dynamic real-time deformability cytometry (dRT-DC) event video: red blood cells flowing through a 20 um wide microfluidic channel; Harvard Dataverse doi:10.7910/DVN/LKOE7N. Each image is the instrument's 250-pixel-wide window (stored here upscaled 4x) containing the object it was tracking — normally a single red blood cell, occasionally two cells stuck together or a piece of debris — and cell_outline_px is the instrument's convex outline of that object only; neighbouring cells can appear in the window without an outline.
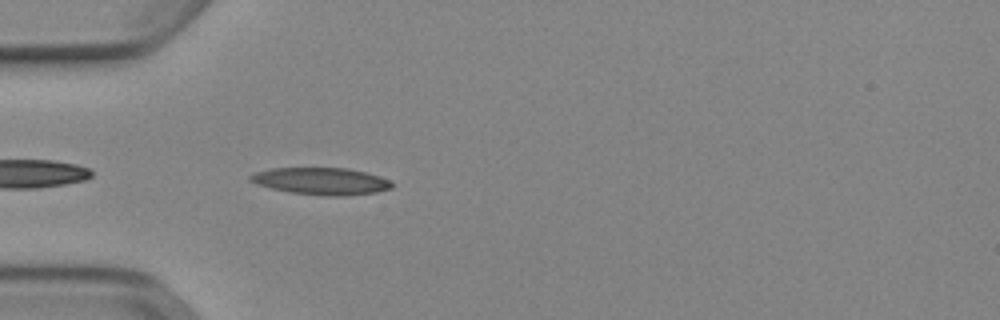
{"species": "Egyptian fruit bat (a non-hibernating species)", "species_latin": "Rousettus aegyptiacus", "temperature_condition": "cold", "stored_images_in_passage": 38, "camera_frame_rate_fps": 3000, "um_per_image_px": 0.085, "animal": {"sex": "female"}, "frame": {"image": 1, "passage_image": 2, "time_ms": 0.333, "image_size_px": [1000, 320], "cell_outline_px": [[396, 184], [392, 188], [376, 192], [344, 196], [328, 196], [292, 192], [272, 188], [256, 184], [248, 180], [248, 176], [256, 172], [272, 168], [348, 168], [380, 176]], "centroid_in_image_um": [27.32, 15.39], "position_along_channel_um": 57.7, "area_um2": 22.25}}
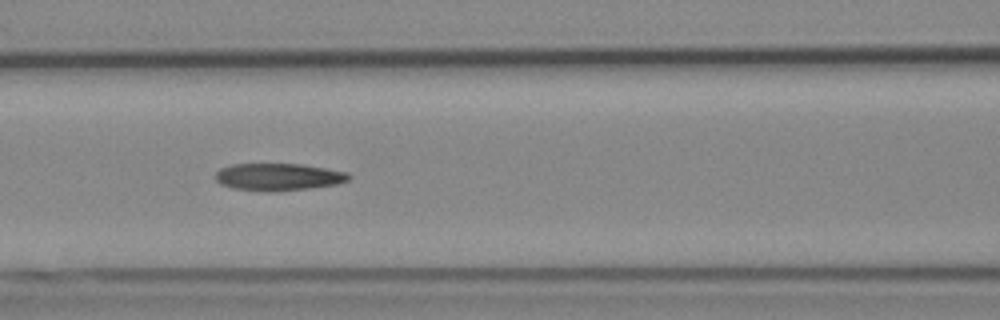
{"frame": {"image": 2, "passage_image": 9, "time_ms": 2.667, "image_size_px": [1000, 320], "cell_outline_px": [[352, 176], [348, 180], [336, 184], [308, 188], [264, 192], [232, 188], [220, 184], [216, 180], [216, 172], [220, 168], [232, 164], [300, 164], [348, 172]], "centroid_in_image_um": [23.63, 15.04], "position_along_channel_um": 143.0, "area_um2": 21.1}}
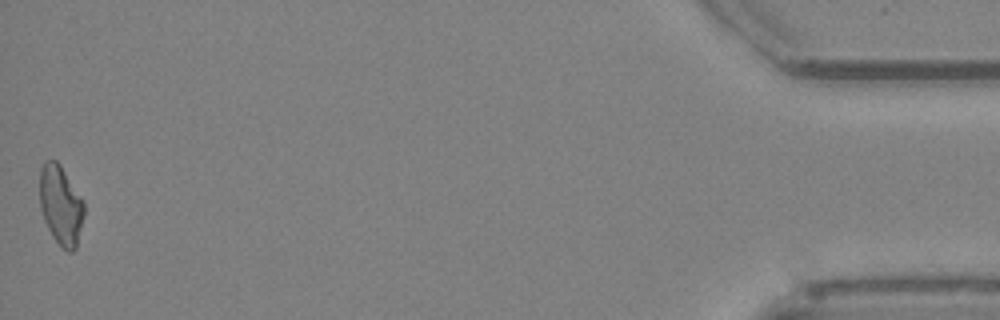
{"frame": {"image": 3, "passage_image": 38, "time_ms": 12.333, "image_size_px": [1000, 320], "cell_outline_px": [[84, 216], [76, 248], [72, 252], [68, 252], [52, 236], [44, 220], [40, 208], [40, 168], [44, 160], [56, 160], [60, 164], [84, 200]], "centroid_in_image_um": [5.17, 17.41], "position_along_channel_um": 430.0, "area_um2": 20.63}, "authors_computed_cell_mechanics": {"area_um2": 20.9236, "velocity_mm_per_s": 3.9158, "shape_relaxation_time_tau1_ms": null, "shape_relaxation_time_tau2_ms": 5.6958, "deformation_change_tau1": null, "deformation_change_tau2": 0.1692}}